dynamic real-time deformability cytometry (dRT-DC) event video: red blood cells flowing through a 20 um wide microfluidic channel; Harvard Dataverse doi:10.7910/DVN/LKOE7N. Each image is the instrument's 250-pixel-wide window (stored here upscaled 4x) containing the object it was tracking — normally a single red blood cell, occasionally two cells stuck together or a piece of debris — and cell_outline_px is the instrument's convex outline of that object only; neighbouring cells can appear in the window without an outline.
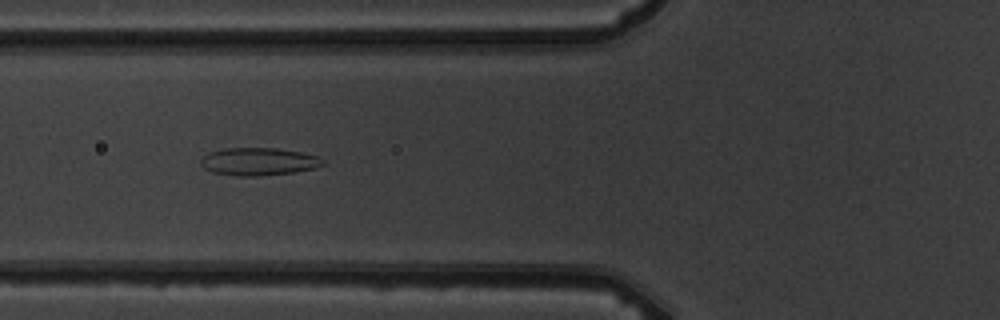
{"species": "common noctule bat (a hibernating species)", "species_latin": "Nyctalus noctula", "temperature_condition": "warm", "stored_images_in_passage": 9, "camera_frame_rate_fps": 3000, "um_per_image_px": 0.085, "animal": {"sex": "male", "body_mass_g": 19.5, "forearm_length_mm": 54.6}, "frame": {"image": 1, "passage_image": 7, "time_ms": 7.0, "image_size_px": [1000, 320], "cell_outline_px": [[324, 164], [316, 168], [292, 172], [260, 176], [236, 176], [212, 172], [204, 168], [200, 164], [200, 160], [208, 152], [224, 148], [276, 148], [300, 152], [316, 156], [324, 160]], "centroid_in_image_um": [21.95, 13.73], "position_along_channel_um": 103.9, "area_um2": 19.71}}
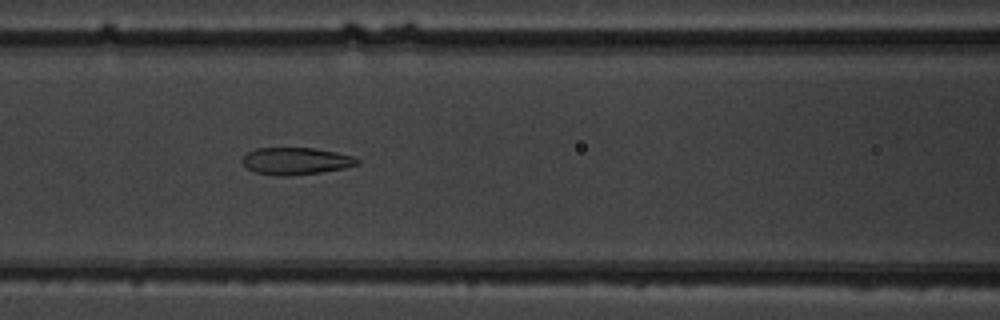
{"frame": {"image": 2, "passage_image": 8, "time_ms": 8.0, "image_size_px": [1000, 320], "cell_outline_px": [[360, 164], [344, 168], [320, 172], [288, 176], [280, 176], [256, 172], [248, 168], [244, 164], [244, 156], [248, 152], [256, 148], [316, 148], [336, 152], [352, 156], [360, 160]], "centroid_in_image_um": [25.19, 13.68], "position_along_channel_um": 141.4, "area_um2": 17.98}}
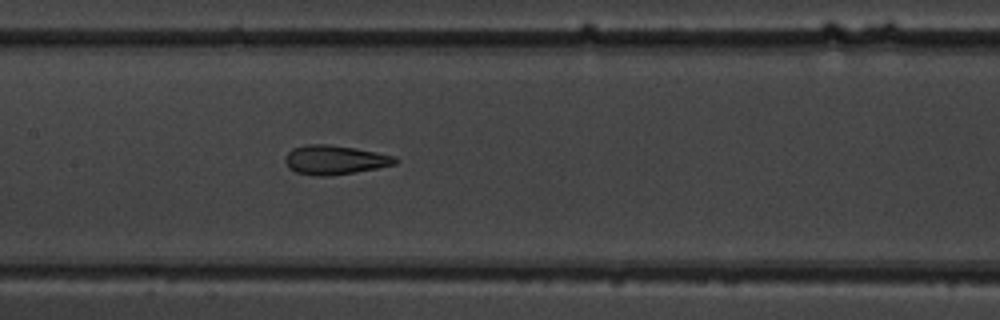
{"frame": {"image": 3, "passage_image": 9, "time_ms": 9.0, "image_size_px": [1000, 320], "cell_outline_px": [[400, 160], [396, 164], [376, 168], [352, 172], [324, 176], [312, 176], [296, 172], [288, 168], [284, 160], [288, 152], [292, 148], [308, 144], [328, 144], [356, 148], [396, 156]], "centroid_in_image_um": [28.45, 13.58], "position_along_channel_um": 179.0, "area_um2": 18.73}}